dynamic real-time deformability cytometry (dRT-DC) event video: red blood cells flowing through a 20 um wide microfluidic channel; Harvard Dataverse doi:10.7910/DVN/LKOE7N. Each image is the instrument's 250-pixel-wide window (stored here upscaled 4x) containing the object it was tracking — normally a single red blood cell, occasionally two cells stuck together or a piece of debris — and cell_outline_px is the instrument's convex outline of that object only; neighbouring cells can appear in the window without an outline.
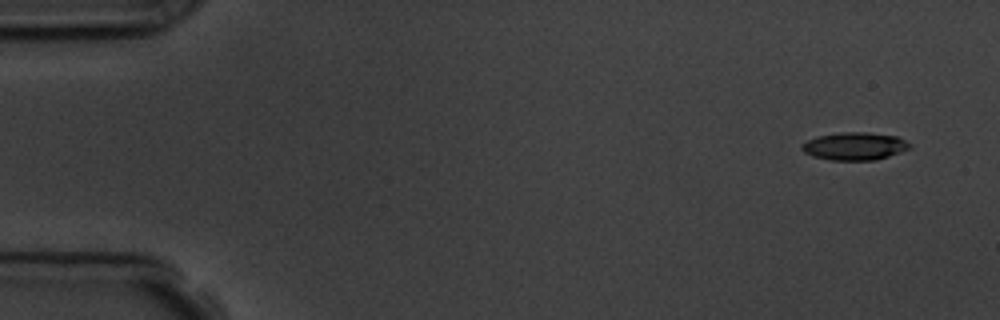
{"species": "common noctule bat (a hibernating species)", "species_latin": "Nyctalus noctula", "temperature_condition": "room temperature", "stored_images_in_passage": 5, "camera_frame_rate_fps": 3000, "um_per_image_px": 0.085, "animal": {"sex": "male", "body_mass_g": 19.5, "forearm_length_mm": 54.6}, "frame": {"image": 1, "passage_image": 1, "time_ms": 0.0, "image_size_px": [1000, 320], "cell_outline_px": [[912, 148], [876, 160], [832, 160], [812, 156], [804, 152], [800, 148], [800, 144], [816, 136], [840, 132], [868, 132], [896, 136], [912, 144]], "centroid_in_image_um": [72.63, 12.42], "position_along_channel_um": 12.4, "area_um2": 17.57}}
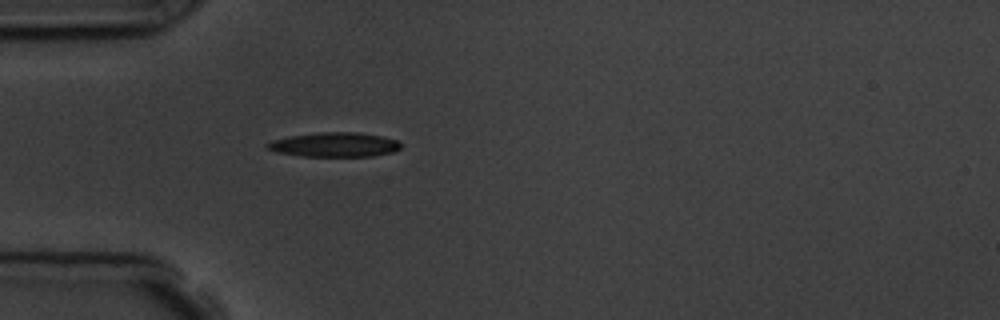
{"frame": {"image": 2, "passage_image": 5, "time_ms": 4.333, "image_size_px": [1000, 320], "cell_outline_px": [[400, 148], [392, 152], [372, 156], [300, 156], [276, 152], [268, 148], [264, 144], [272, 140], [292, 136], [320, 132], [360, 132], [380, 136], [396, 140], [400, 144]], "centroid_in_image_um": [28.41, 12.3], "position_along_channel_um": 56.6, "area_um2": 18.84}}